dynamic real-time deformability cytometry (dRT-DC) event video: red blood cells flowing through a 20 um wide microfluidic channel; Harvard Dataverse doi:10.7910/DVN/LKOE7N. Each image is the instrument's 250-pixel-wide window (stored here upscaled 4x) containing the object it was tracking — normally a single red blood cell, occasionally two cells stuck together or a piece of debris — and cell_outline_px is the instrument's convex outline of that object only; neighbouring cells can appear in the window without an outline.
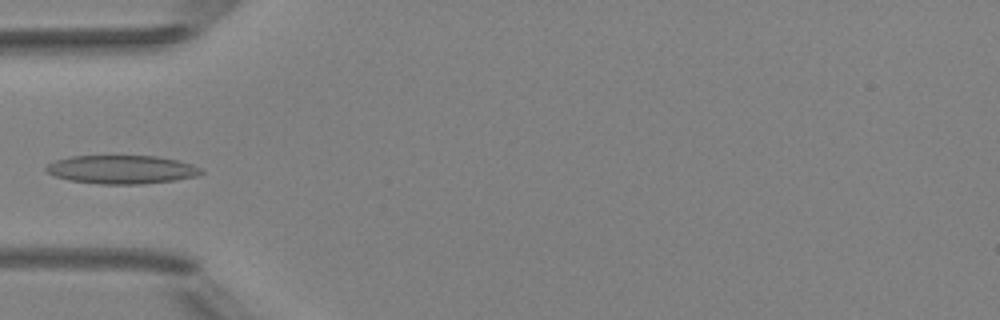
{"species": "Egyptian fruit bat (a non-hibernating species)", "species_latin": "Rousettus aegyptiacus", "temperature_condition": "room temperature", "stored_images_in_passage": 5, "camera_frame_rate_fps": 3000, "um_per_image_px": 0.085, "animal": {"sex": "female"}, "frame": {"image": 1, "passage_image": 3, "time_ms": 2.667, "image_size_px": [1000, 320], "cell_outline_px": [[204, 172], [196, 176], [176, 180], [144, 184], [100, 184], [68, 180], [56, 176], [48, 172], [44, 168], [48, 164], [56, 160], [72, 156], [156, 156], [176, 160], [192, 164], [200, 168]], "centroid_in_image_um": [10.35, 14.41], "position_along_channel_um": 74.7, "area_um2": 25.66}}
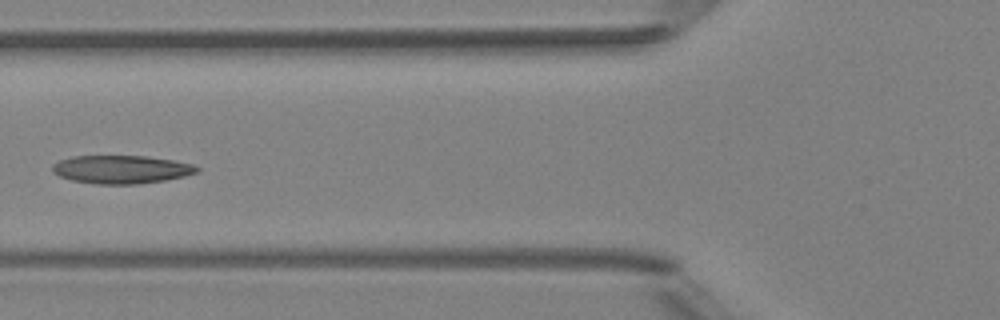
{"frame": {"image": 2, "passage_image": 4, "time_ms": 3.667, "image_size_px": [1000, 320], "cell_outline_px": [[200, 168], [196, 172], [184, 176], [164, 180], [136, 184], [96, 184], [72, 180], [60, 176], [52, 172], [52, 164], [60, 160], [72, 156], [144, 156], [172, 160], [192, 164]], "centroid_in_image_um": [10.27, 14.4], "position_along_channel_um": 115.5, "area_um2": 23.58}}
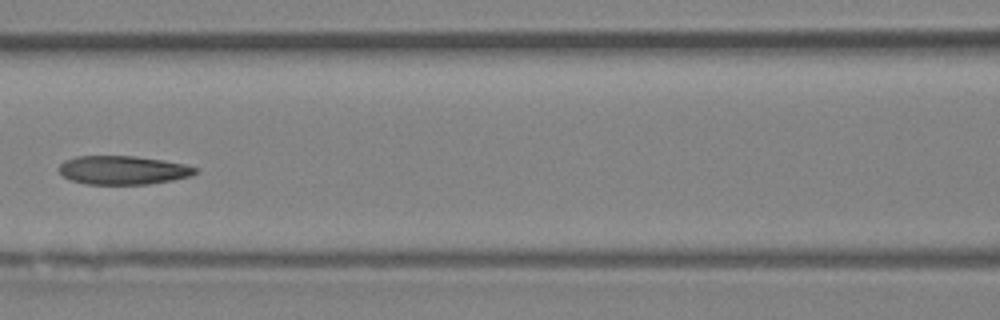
{"frame": {"image": 3, "passage_image": 5, "time_ms": 4.667, "image_size_px": [1000, 320], "cell_outline_px": [[200, 168], [196, 172], [188, 176], [172, 180], [148, 184], [84, 184], [72, 180], [64, 176], [56, 168], [64, 160], [76, 156], [136, 156], [164, 160], [184, 164]], "centroid_in_image_um": [10.43, 14.45], "position_along_channel_um": 156.2, "area_um2": 22.83}}